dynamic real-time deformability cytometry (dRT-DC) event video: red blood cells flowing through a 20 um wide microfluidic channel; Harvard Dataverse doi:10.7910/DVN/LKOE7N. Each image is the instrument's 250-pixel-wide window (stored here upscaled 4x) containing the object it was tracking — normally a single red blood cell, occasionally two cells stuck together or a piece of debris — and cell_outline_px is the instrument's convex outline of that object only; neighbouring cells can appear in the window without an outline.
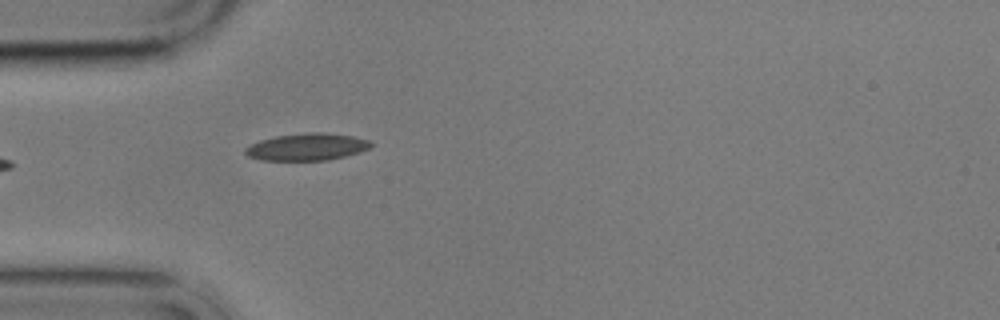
{"species": "common noctule bat (a hibernating species)", "species_latin": "Nyctalus noctula", "temperature_condition": "cold", "stored_images_in_passage": 3, "camera_frame_rate_fps": 3000, "um_per_image_px": 0.085, "animal": {"sex": "male", "body_mass_g": 17.9}, "frame": {"image": 1, "passage_image": 3, "time_ms": 2.333, "image_size_px": [1000, 320], "cell_outline_px": [[372, 144], [368, 148], [360, 152], [328, 160], [260, 160], [248, 156], [244, 152], [244, 148], [260, 140], [276, 136], [308, 132], [320, 132], [352, 136], [368, 140]], "centroid_in_image_um": [26.06, 12.49], "position_along_channel_um": 58.9, "area_um2": 19.65}}